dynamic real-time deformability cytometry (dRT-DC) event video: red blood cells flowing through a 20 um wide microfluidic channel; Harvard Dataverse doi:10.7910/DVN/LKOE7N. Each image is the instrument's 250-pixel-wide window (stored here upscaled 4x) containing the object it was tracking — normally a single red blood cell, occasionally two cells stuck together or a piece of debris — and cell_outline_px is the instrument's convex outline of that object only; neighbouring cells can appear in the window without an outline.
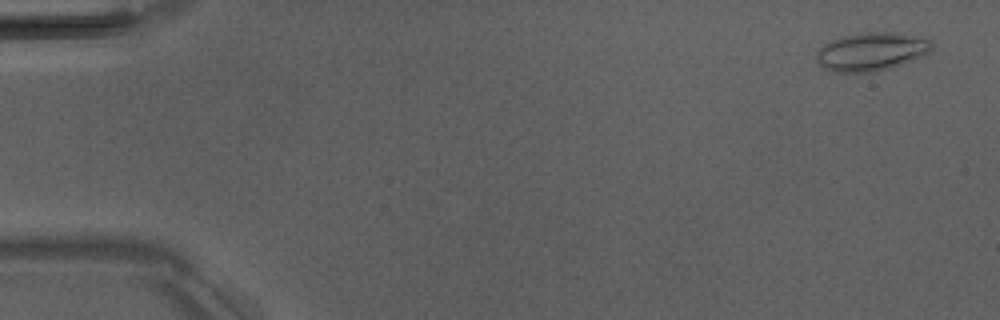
{"species": "Egyptian fruit bat (a non-hibernating species)", "species_latin": "Rousettus aegyptiacus", "temperature_condition": "room temperature", "stored_images_in_passage": 4, "camera_frame_rate_fps": 3000, "um_per_image_px": 0.085, "animal": {"sex": "male"}, "frame": {"image": 1, "passage_image": 1, "time_ms": 0.0, "image_size_px": [1000, 320], "cell_outline_px": [[932, 52], [924, 56], [888, 68], [872, 72], [832, 72], [824, 68], [816, 60], [816, 52], [824, 44], [840, 36], [864, 32], [896, 32], [924, 36], [932, 40]], "centroid_in_image_um": [74.11, 4.36], "position_along_channel_um": 10.9, "area_um2": 26.13}}